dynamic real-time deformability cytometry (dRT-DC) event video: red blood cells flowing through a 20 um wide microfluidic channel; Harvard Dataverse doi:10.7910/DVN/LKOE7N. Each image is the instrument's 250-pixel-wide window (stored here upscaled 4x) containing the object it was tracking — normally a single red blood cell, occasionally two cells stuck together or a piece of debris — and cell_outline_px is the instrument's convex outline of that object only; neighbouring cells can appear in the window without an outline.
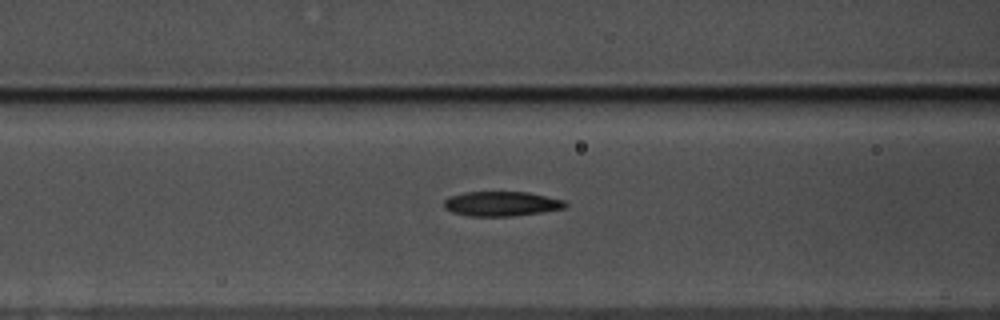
{"species": "common noctule bat (a hibernating species)", "species_latin": "Nyctalus noctula", "temperature_condition": "warm", "stored_images_in_passage": 7, "camera_frame_rate_fps": 3000, "um_per_image_px": 0.085, "animal": {"sex": "male", "body_mass_g": 17.5, "forearm_length_mm": 52.3}, "frame": {"image": 1, "passage_image": 5, "time_ms": 1.333, "image_size_px": [1000, 320], "cell_outline_px": [[568, 204], [564, 208], [544, 212], [512, 216], [468, 216], [452, 212], [444, 208], [444, 200], [452, 196], [464, 192], [528, 192], [564, 200]], "centroid_in_image_um": [42.63, 17.32], "position_along_channel_um": 124.0, "area_um2": 17.46}}